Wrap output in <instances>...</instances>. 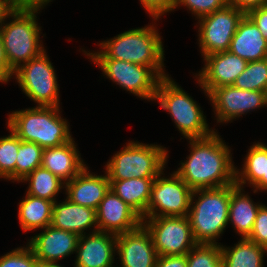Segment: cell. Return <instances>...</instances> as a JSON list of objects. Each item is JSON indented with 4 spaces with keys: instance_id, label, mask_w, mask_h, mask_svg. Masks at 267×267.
Segmentation results:
<instances>
[{
    "instance_id": "1",
    "label": "cell",
    "mask_w": 267,
    "mask_h": 267,
    "mask_svg": "<svg viewBox=\"0 0 267 267\" xmlns=\"http://www.w3.org/2000/svg\"><path fill=\"white\" fill-rule=\"evenodd\" d=\"M217 130L201 139H189L190 154L175 171L194 191L215 189L235 183V165L232 161L231 147Z\"/></svg>"
},
{
    "instance_id": "2",
    "label": "cell",
    "mask_w": 267,
    "mask_h": 267,
    "mask_svg": "<svg viewBox=\"0 0 267 267\" xmlns=\"http://www.w3.org/2000/svg\"><path fill=\"white\" fill-rule=\"evenodd\" d=\"M155 24L133 28L114 38L101 41L100 51L82 50L88 59H116L152 67L161 77L168 74L164 68V47Z\"/></svg>"
},
{
    "instance_id": "3",
    "label": "cell",
    "mask_w": 267,
    "mask_h": 267,
    "mask_svg": "<svg viewBox=\"0 0 267 267\" xmlns=\"http://www.w3.org/2000/svg\"><path fill=\"white\" fill-rule=\"evenodd\" d=\"M42 8L44 9L43 6H15L0 27L5 55L14 71L46 50L42 40H39L42 32L36 21V14Z\"/></svg>"
},
{
    "instance_id": "4",
    "label": "cell",
    "mask_w": 267,
    "mask_h": 267,
    "mask_svg": "<svg viewBox=\"0 0 267 267\" xmlns=\"http://www.w3.org/2000/svg\"><path fill=\"white\" fill-rule=\"evenodd\" d=\"M61 116L60 107L34 106L9 113L6 125L21 140L52 148L73 138L70 124Z\"/></svg>"
},
{
    "instance_id": "5",
    "label": "cell",
    "mask_w": 267,
    "mask_h": 267,
    "mask_svg": "<svg viewBox=\"0 0 267 267\" xmlns=\"http://www.w3.org/2000/svg\"><path fill=\"white\" fill-rule=\"evenodd\" d=\"M230 198L231 185L192 192L187 217L197 243L218 244L228 226Z\"/></svg>"
},
{
    "instance_id": "6",
    "label": "cell",
    "mask_w": 267,
    "mask_h": 267,
    "mask_svg": "<svg viewBox=\"0 0 267 267\" xmlns=\"http://www.w3.org/2000/svg\"><path fill=\"white\" fill-rule=\"evenodd\" d=\"M167 111L179 133L186 139H201L212 135L216 129L209 128L200 105L182 87L166 76L158 83L154 101Z\"/></svg>"
},
{
    "instance_id": "7",
    "label": "cell",
    "mask_w": 267,
    "mask_h": 267,
    "mask_svg": "<svg viewBox=\"0 0 267 267\" xmlns=\"http://www.w3.org/2000/svg\"><path fill=\"white\" fill-rule=\"evenodd\" d=\"M106 162L109 180L129 178H156L166 168L168 149L162 145L127 142Z\"/></svg>"
},
{
    "instance_id": "8",
    "label": "cell",
    "mask_w": 267,
    "mask_h": 267,
    "mask_svg": "<svg viewBox=\"0 0 267 267\" xmlns=\"http://www.w3.org/2000/svg\"><path fill=\"white\" fill-rule=\"evenodd\" d=\"M46 50L19 66L13 74L22 92L36 106L60 107L59 84Z\"/></svg>"
},
{
    "instance_id": "9",
    "label": "cell",
    "mask_w": 267,
    "mask_h": 267,
    "mask_svg": "<svg viewBox=\"0 0 267 267\" xmlns=\"http://www.w3.org/2000/svg\"><path fill=\"white\" fill-rule=\"evenodd\" d=\"M113 83L141 99L154 101L162 78L152 67L116 59H90Z\"/></svg>"
},
{
    "instance_id": "10",
    "label": "cell",
    "mask_w": 267,
    "mask_h": 267,
    "mask_svg": "<svg viewBox=\"0 0 267 267\" xmlns=\"http://www.w3.org/2000/svg\"><path fill=\"white\" fill-rule=\"evenodd\" d=\"M142 224L158 256L185 255L197 244L187 216L146 217Z\"/></svg>"
},
{
    "instance_id": "11",
    "label": "cell",
    "mask_w": 267,
    "mask_h": 267,
    "mask_svg": "<svg viewBox=\"0 0 267 267\" xmlns=\"http://www.w3.org/2000/svg\"><path fill=\"white\" fill-rule=\"evenodd\" d=\"M245 14L231 4L198 19V40L201 56L229 50L239 21ZM199 26V27H198Z\"/></svg>"
},
{
    "instance_id": "12",
    "label": "cell",
    "mask_w": 267,
    "mask_h": 267,
    "mask_svg": "<svg viewBox=\"0 0 267 267\" xmlns=\"http://www.w3.org/2000/svg\"><path fill=\"white\" fill-rule=\"evenodd\" d=\"M162 171L154 180L147 217L187 216L192 190L174 171L170 177Z\"/></svg>"
},
{
    "instance_id": "13",
    "label": "cell",
    "mask_w": 267,
    "mask_h": 267,
    "mask_svg": "<svg viewBox=\"0 0 267 267\" xmlns=\"http://www.w3.org/2000/svg\"><path fill=\"white\" fill-rule=\"evenodd\" d=\"M208 100L219 124L231 123L234 119L250 113L249 111L266 106L265 92L238 89L233 85L214 88L209 93Z\"/></svg>"
},
{
    "instance_id": "14",
    "label": "cell",
    "mask_w": 267,
    "mask_h": 267,
    "mask_svg": "<svg viewBox=\"0 0 267 267\" xmlns=\"http://www.w3.org/2000/svg\"><path fill=\"white\" fill-rule=\"evenodd\" d=\"M203 61L204 67L194 77L207 98L214 88L233 85L248 64L245 59L228 50L207 55Z\"/></svg>"
},
{
    "instance_id": "15",
    "label": "cell",
    "mask_w": 267,
    "mask_h": 267,
    "mask_svg": "<svg viewBox=\"0 0 267 267\" xmlns=\"http://www.w3.org/2000/svg\"><path fill=\"white\" fill-rule=\"evenodd\" d=\"M116 253L120 267H155L158 258L151 234L143 224L117 235Z\"/></svg>"
},
{
    "instance_id": "16",
    "label": "cell",
    "mask_w": 267,
    "mask_h": 267,
    "mask_svg": "<svg viewBox=\"0 0 267 267\" xmlns=\"http://www.w3.org/2000/svg\"><path fill=\"white\" fill-rule=\"evenodd\" d=\"M98 231L115 235L137 229L142 225V217L111 189L96 209Z\"/></svg>"
},
{
    "instance_id": "17",
    "label": "cell",
    "mask_w": 267,
    "mask_h": 267,
    "mask_svg": "<svg viewBox=\"0 0 267 267\" xmlns=\"http://www.w3.org/2000/svg\"><path fill=\"white\" fill-rule=\"evenodd\" d=\"M79 235L57 229L51 225L45 227L27 241L38 262H58L76 253Z\"/></svg>"
},
{
    "instance_id": "18",
    "label": "cell",
    "mask_w": 267,
    "mask_h": 267,
    "mask_svg": "<svg viewBox=\"0 0 267 267\" xmlns=\"http://www.w3.org/2000/svg\"><path fill=\"white\" fill-rule=\"evenodd\" d=\"M117 235L97 231L81 235L76 248L74 267H116Z\"/></svg>"
},
{
    "instance_id": "19",
    "label": "cell",
    "mask_w": 267,
    "mask_h": 267,
    "mask_svg": "<svg viewBox=\"0 0 267 267\" xmlns=\"http://www.w3.org/2000/svg\"><path fill=\"white\" fill-rule=\"evenodd\" d=\"M104 172L105 175H96L86 166L76 177L65 183L66 198L96 210L110 189L108 175Z\"/></svg>"
},
{
    "instance_id": "20",
    "label": "cell",
    "mask_w": 267,
    "mask_h": 267,
    "mask_svg": "<svg viewBox=\"0 0 267 267\" xmlns=\"http://www.w3.org/2000/svg\"><path fill=\"white\" fill-rule=\"evenodd\" d=\"M64 200L54 202L51 226L79 236L87 234V229L92 227L89 233L98 231L95 209L73 203L67 198Z\"/></svg>"
},
{
    "instance_id": "21",
    "label": "cell",
    "mask_w": 267,
    "mask_h": 267,
    "mask_svg": "<svg viewBox=\"0 0 267 267\" xmlns=\"http://www.w3.org/2000/svg\"><path fill=\"white\" fill-rule=\"evenodd\" d=\"M74 140L72 138L60 146L45 148L42 152L41 167L51 171L64 183L71 181L87 166Z\"/></svg>"
},
{
    "instance_id": "22",
    "label": "cell",
    "mask_w": 267,
    "mask_h": 267,
    "mask_svg": "<svg viewBox=\"0 0 267 267\" xmlns=\"http://www.w3.org/2000/svg\"><path fill=\"white\" fill-rule=\"evenodd\" d=\"M228 51L247 62L267 58V40L246 14L238 23Z\"/></svg>"
},
{
    "instance_id": "23",
    "label": "cell",
    "mask_w": 267,
    "mask_h": 267,
    "mask_svg": "<svg viewBox=\"0 0 267 267\" xmlns=\"http://www.w3.org/2000/svg\"><path fill=\"white\" fill-rule=\"evenodd\" d=\"M243 160V168L235 167L236 185L244 188L249 184L253 193L267 191V145L254 142Z\"/></svg>"
},
{
    "instance_id": "24",
    "label": "cell",
    "mask_w": 267,
    "mask_h": 267,
    "mask_svg": "<svg viewBox=\"0 0 267 267\" xmlns=\"http://www.w3.org/2000/svg\"><path fill=\"white\" fill-rule=\"evenodd\" d=\"M261 205L259 202L254 203L248 193L245 194L243 187L231 184L228 224L233 225L232 228L240 238L250 235Z\"/></svg>"
},
{
    "instance_id": "25",
    "label": "cell",
    "mask_w": 267,
    "mask_h": 267,
    "mask_svg": "<svg viewBox=\"0 0 267 267\" xmlns=\"http://www.w3.org/2000/svg\"><path fill=\"white\" fill-rule=\"evenodd\" d=\"M154 180L155 178H129L109 182L110 189L144 219L147 217Z\"/></svg>"
},
{
    "instance_id": "26",
    "label": "cell",
    "mask_w": 267,
    "mask_h": 267,
    "mask_svg": "<svg viewBox=\"0 0 267 267\" xmlns=\"http://www.w3.org/2000/svg\"><path fill=\"white\" fill-rule=\"evenodd\" d=\"M19 202L18 219L24 232L51 225L54 202L26 193Z\"/></svg>"
},
{
    "instance_id": "27",
    "label": "cell",
    "mask_w": 267,
    "mask_h": 267,
    "mask_svg": "<svg viewBox=\"0 0 267 267\" xmlns=\"http://www.w3.org/2000/svg\"><path fill=\"white\" fill-rule=\"evenodd\" d=\"M222 267H264L267 249L248 238H240L233 247L221 245Z\"/></svg>"
},
{
    "instance_id": "28",
    "label": "cell",
    "mask_w": 267,
    "mask_h": 267,
    "mask_svg": "<svg viewBox=\"0 0 267 267\" xmlns=\"http://www.w3.org/2000/svg\"><path fill=\"white\" fill-rule=\"evenodd\" d=\"M20 182H29L25 193L52 202L56 201L55 196L58 197V193L65 188L63 181L43 167L34 169Z\"/></svg>"
},
{
    "instance_id": "29",
    "label": "cell",
    "mask_w": 267,
    "mask_h": 267,
    "mask_svg": "<svg viewBox=\"0 0 267 267\" xmlns=\"http://www.w3.org/2000/svg\"><path fill=\"white\" fill-rule=\"evenodd\" d=\"M43 148L34 142L20 139L15 165V181L25 178L34 169L41 167Z\"/></svg>"
},
{
    "instance_id": "30",
    "label": "cell",
    "mask_w": 267,
    "mask_h": 267,
    "mask_svg": "<svg viewBox=\"0 0 267 267\" xmlns=\"http://www.w3.org/2000/svg\"><path fill=\"white\" fill-rule=\"evenodd\" d=\"M233 86L243 90L265 92L267 88V58L248 62L246 69L237 77Z\"/></svg>"
},
{
    "instance_id": "31",
    "label": "cell",
    "mask_w": 267,
    "mask_h": 267,
    "mask_svg": "<svg viewBox=\"0 0 267 267\" xmlns=\"http://www.w3.org/2000/svg\"><path fill=\"white\" fill-rule=\"evenodd\" d=\"M9 135L0 138V179L15 182V165L20 138L9 129Z\"/></svg>"
},
{
    "instance_id": "32",
    "label": "cell",
    "mask_w": 267,
    "mask_h": 267,
    "mask_svg": "<svg viewBox=\"0 0 267 267\" xmlns=\"http://www.w3.org/2000/svg\"><path fill=\"white\" fill-rule=\"evenodd\" d=\"M186 258L188 267H222L221 244L197 243Z\"/></svg>"
},
{
    "instance_id": "33",
    "label": "cell",
    "mask_w": 267,
    "mask_h": 267,
    "mask_svg": "<svg viewBox=\"0 0 267 267\" xmlns=\"http://www.w3.org/2000/svg\"><path fill=\"white\" fill-rule=\"evenodd\" d=\"M38 260L32 248L26 244L0 257V267H37Z\"/></svg>"
},
{
    "instance_id": "34",
    "label": "cell",
    "mask_w": 267,
    "mask_h": 267,
    "mask_svg": "<svg viewBox=\"0 0 267 267\" xmlns=\"http://www.w3.org/2000/svg\"><path fill=\"white\" fill-rule=\"evenodd\" d=\"M227 4L228 0H177L176 8L185 6L187 10L192 12L195 19H200L216 10L222 9Z\"/></svg>"
},
{
    "instance_id": "35",
    "label": "cell",
    "mask_w": 267,
    "mask_h": 267,
    "mask_svg": "<svg viewBox=\"0 0 267 267\" xmlns=\"http://www.w3.org/2000/svg\"><path fill=\"white\" fill-rule=\"evenodd\" d=\"M247 238L267 249V206L264 204L260 206L252 231Z\"/></svg>"
},
{
    "instance_id": "36",
    "label": "cell",
    "mask_w": 267,
    "mask_h": 267,
    "mask_svg": "<svg viewBox=\"0 0 267 267\" xmlns=\"http://www.w3.org/2000/svg\"><path fill=\"white\" fill-rule=\"evenodd\" d=\"M144 10L152 17V21L176 9L177 0H139ZM165 13V14H164Z\"/></svg>"
},
{
    "instance_id": "37",
    "label": "cell",
    "mask_w": 267,
    "mask_h": 267,
    "mask_svg": "<svg viewBox=\"0 0 267 267\" xmlns=\"http://www.w3.org/2000/svg\"><path fill=\"white\" fill-rule=\"evenodd\" d=\"M246 15L258 27L263 37L267 40V5L255 8Z\"/></svg>"
},
{
    "instance_id": "38",
    "label": "cell",
    "mask_w": 267,
    "mask_h": 267,
    "mask_svg": "<svg viewBox=\"0 0 267 267\" xmlns=\"http://www.w3.org/2000/svg\"><path fill=\"white\" fill-rule=\"evenodd\" d=\"M14 70L9 66L5 50L3 47V40L0 33V82L5 84L13 78Z\"/></svg>"
},
{
    "instance_id": "39",
    "label": "cell",
    "mask_w": 267,
    "mask_h": 267,
    "mask_svg": "<svg viewBox=\"0 0 267 267\" xmlns=\"http://www.w3.org/2000/svg\"><path fill=\"white\" fill-rule=\"evenodd\" d=\"M155 267H188L186 254L158 256Z\"/></svg>"
},
{
    "instance_id": "40",
    "label": "cell",
    "mask_w": 267,
    "mask_h": 267,
    "mask_svg": "<svg viewBox=\"0 0 267 267\" xmlns=\"http://www.w3.org/2000/svg\"><path fill=\"white\" fill-rule=\"evenodd\" d=\"M228 4L233 5L244 14L263 5H267V0H228Z\"/></svg>"
},
{
    "instance_id": "41",
    "label": "cell",
    "mask_w": 267,
    "mask_h": 267,
    "mask_svg": "<svg viewBox=\"0 0 267 267\" xmlns=\"http://www.w3.org/2000/svg\"><path fill=\"white\" fill-rule=\"evenodd\" d=\"M16 6L14 0H0V27L3 25L6 16Z\"/></svg>"
},
{
    "instance_id": "42",
    "label": "cell",
    "mask_w": 267,
    "mask_h": 267,
    "mask_svg": "<svg viewBox=\"0 0 267 267\" xmlns=\"http://www.w3.org/2000/svg\"><path fill=\"white\" fill-rule=\"evenodd\" d=\"M53 0H14L16 6H43L46 7L48 3Z\"/></svg>"
},
{
    "instance_id": "43",
    "label": "cell",
    "mask_w": 267,
    "mask_h": 267,
    "mask_svg": "<svg viewBox=\"0 0 267 267\" xmlns=\"http://www.w3.org/2000/svg\"><path fill=\"white\" fill-rule=\"evenodd\" d=\"M37 267H64L58 262H38Z\"/></svg>"
},
{
    "instance_id": "44",
    "label": "cell",
    "mask_w": 267,
    "mask_h": 267,
    "mask_svg": "<svg viewBox=\"0 0 267 267\" xmlns=\"http://www.w3.org/2000/svg\"><path fill=\"white\" fill-rule=\"evenodd\" d=\"M265 104H266V107H267V88L265 90Z\"/></svg>"
}]
</instances>
